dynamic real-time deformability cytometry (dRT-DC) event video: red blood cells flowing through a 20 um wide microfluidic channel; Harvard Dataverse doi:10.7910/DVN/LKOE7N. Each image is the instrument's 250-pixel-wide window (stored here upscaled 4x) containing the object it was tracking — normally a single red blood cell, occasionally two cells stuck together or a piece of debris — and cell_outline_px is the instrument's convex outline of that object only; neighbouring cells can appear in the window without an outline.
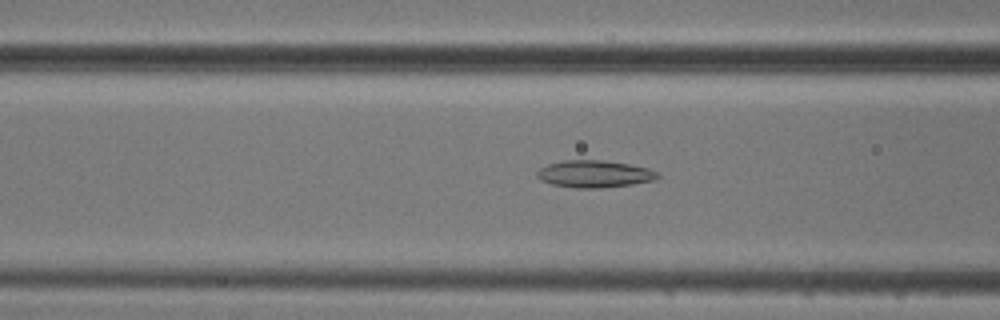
{"species": "common noctule bat (a hibernating species)", "species_latin": "Nyctalus noctula", "temperature_condition": "cold", "stored_images_in_passage": 49, "camera_frame_rate_fps": 3000, "um_per_image_px": 0.085, "animal": {"sex": "male", "body_mass_g": 20.5, "forearm_length_mm": 52.5}, "frame": {"image": 1, "passage_image": 21, "time_ms": 6.667, "image_size_px": [1000, 320], "cell_outline_px": [[660, 176], [652, 180], [632, 184], [600, 188], [576, 188], [552, 184], [540, 180], [536, 176], [536, 172], [540, 168], [548, 164], [564, 160], [600, 160], [628, 164], [648, 168], [660, 172]], "centroid_in_image_um": [50.51, 14.78], "position_along_channel_um": 116.1, "area_um2": 19.02}}
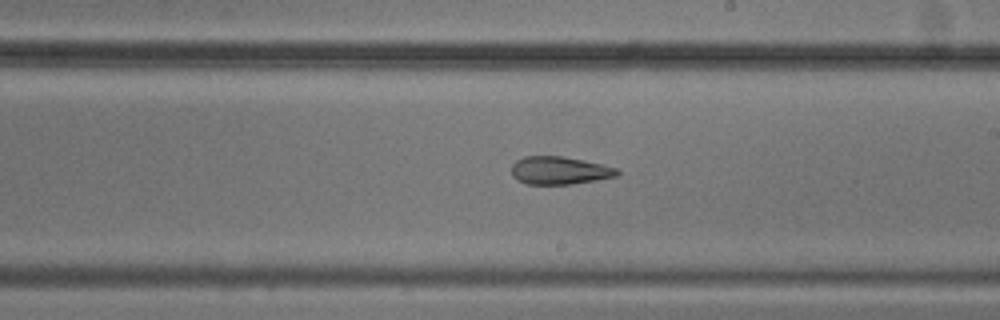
{"frame": {"image": 2, "passage_image": 31, "time_ms": 10.0, "image_size_px": [1000, 320], "cell_outline_px": [[620, 172], [616, 176], [596, 180], [568, 184], [528, 184], [516, 180], [512, 176], [512, 164], [516, 160], [524, 156], [560, 156], [604, 164], [616, 168]], "centroid_in_image_um": [47.53, 14.49], "position_along_channel_um": 241.5, "area_um2": 17.11}}
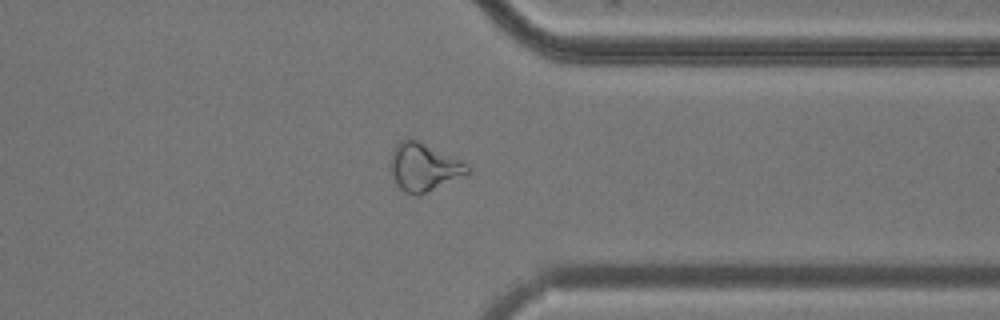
{"frame": {"image": 3, "passage_image": 42, "time_ms": 13.667, "image_size_px": [1000, 320], "cell_outline_px": [[472, 172], [420, 196], [416, 196], [404, 192], [396, 184], [392, 176], [388, 164], [392, 152], [396, 144], [400, 140], [408, 136], [420, 140], [460, 160], [472, 168]], "centroid_in_image_um": [35.99, 14.19], "position_along_channel_um": 375.4, "area_um2": 22.14}}